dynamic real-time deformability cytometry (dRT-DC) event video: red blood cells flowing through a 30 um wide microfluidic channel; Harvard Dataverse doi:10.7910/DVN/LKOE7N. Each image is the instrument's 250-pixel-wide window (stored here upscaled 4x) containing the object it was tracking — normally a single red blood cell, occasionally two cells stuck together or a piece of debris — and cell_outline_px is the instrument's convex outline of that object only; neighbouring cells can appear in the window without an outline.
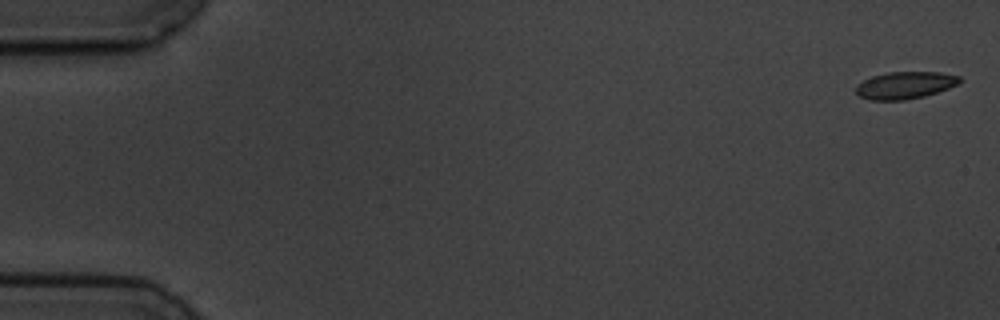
{"species": "common noctule bat (a hibernating species)", "species_latin": "Nyctalus noctula", "temperature_condition": "cold", "stored_images_in_passage": 6, "camera_frame_rate_fps": 3000, "um_per_image_px": 0.085, "animal": {"sex": "male", "body_mass_g": 19.5, "forearm_length_mm": 54.6}, "frame": {"image": 1, "passage_image": 1, "time_ms": 0.0, "image_size_px": [1000, 320], "cell_outline_px": [[960, 80], [956, 84], [948, 88], [924, 96], [904, 100], [868, 100], [860, 96], [856, 92], [856, 84], [872, 76], [888, 72], [940, 72], [960, 76]], "centroid_in_image_um": [76.89, 7.24], "position_along_channel_um": 8.1, "area_um2": 16.3}}
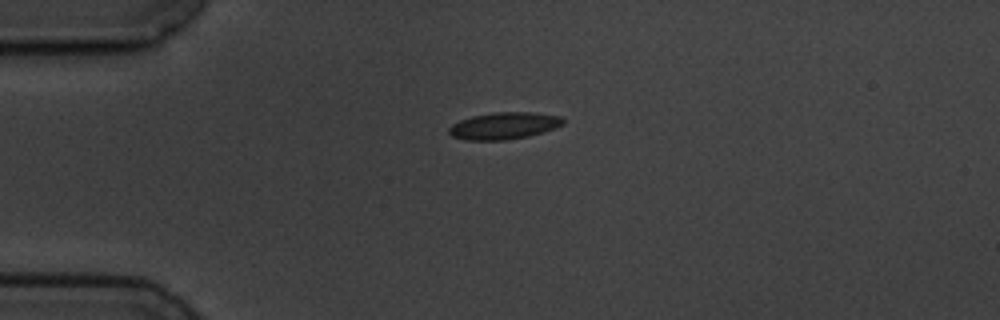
{"frame": {"image": 2, "passage_image": 5, "time_ms": 4.333, "image_size_px": [1000, 320], "cell_outline_px": [[564, 124], [556, 128], [544, 132], [528, 136], [504, 140], [464, 140], [452, 136], [448, 132], [448, 128], [452, 124], [460, 120], [472, 116], [492, 112], [532, 112], [560, 116], [564, 120]], "centroid_in_image_um": [42.83, 10.69], "position_along_channel_um": 42.2, "area_um2": 18.03}}